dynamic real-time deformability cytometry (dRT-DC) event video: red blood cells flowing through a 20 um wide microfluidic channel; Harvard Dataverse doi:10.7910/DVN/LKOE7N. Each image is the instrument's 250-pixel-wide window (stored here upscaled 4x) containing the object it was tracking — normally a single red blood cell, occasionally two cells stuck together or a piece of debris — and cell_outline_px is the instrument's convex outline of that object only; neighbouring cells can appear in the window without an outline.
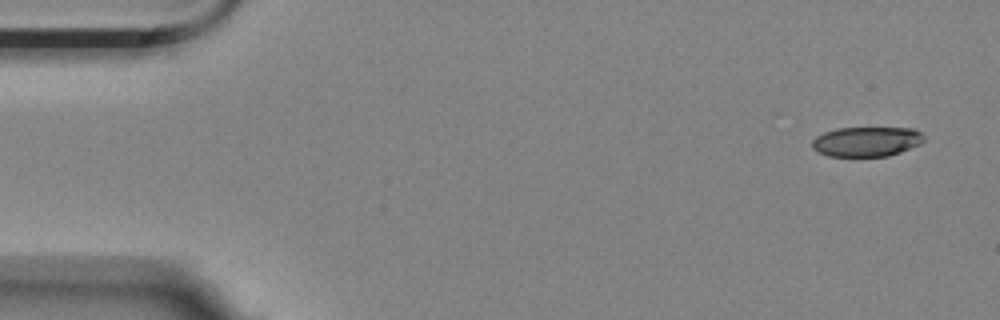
{"species": "Egyptian fruit bat (a non-hibernating species)", "species_latin": "Rousettus aegyptiacus", "temperature_condition": "room temperature", "stored_images_in_passage": 6, "camera_frame_rate_fps": 3000, "um_per_image_px": 0.085, "animal": {"sex": "female"}, "frame": {"image": 1, "passage_image": 1, "time_ms": 0.0, "image_size_px": [1000, 320], "cell_outline_px": [[924, 140], [920, 144], [900, 152], [888, 156], [828, 156], [812, 148], [812, 140], [816, 136], [824, 132], [836, 128], [916, 128], [924, 136]], "centroid_in_image_um": [73.66, 12.03], "position_along_channel_um": 11.3, "area_um2": 19.42}}
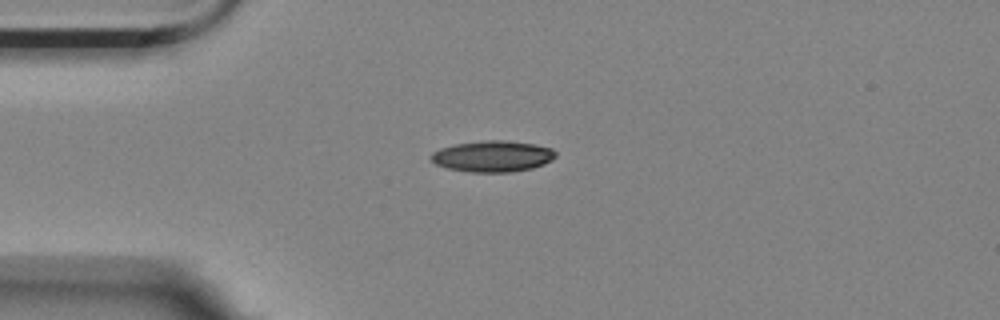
{"frame": {"image": 2, "passage_image": 4, "time_ms": 1.0, "image_size_px": [1000, 320], "cell_outline_px": [[556, 156], [552, 160], [544, 164], [532, 168], [512, 172], [468, 172], [448, 168], [436, 164], [428, 160], [428, 156], [432, 152], [440, 148], [456, 144], [484, 140], [504, 140], [536, 144], [552, 148], [556, 152]], "centroid_in_image_um": [41.86, 13.28], "position_along_channel_um": 43.1, "area_um2": 22.89}}
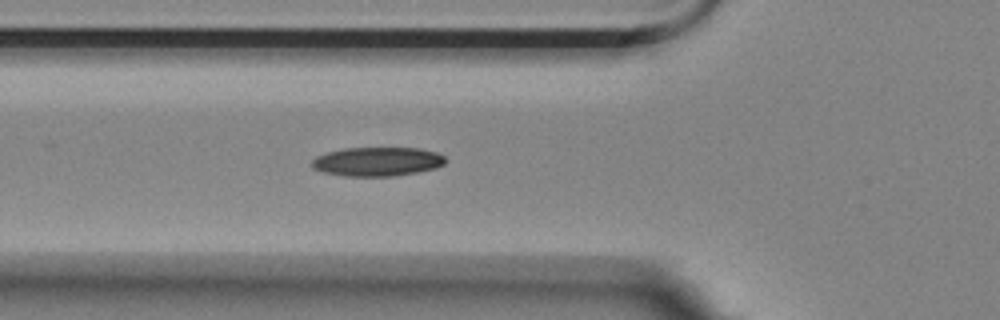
{"frame": {"image": 3, "passage_image": 6, "time_ms": 1.667, "image_size_px": [1000, 320], "cell_outline_px": [[444, 164], [432, 168], [416, 172], [396, 176], [344, 176], [324, 172], [312, 168], [312, 160], [316, 156], [328, 152], [344, 148], [420, 148], [436, 152], [444, 156]], "centroid_in_image_um": [32.04, 13.73], "position_along_channel_um": 93.8, "area_um2": 22.43}}